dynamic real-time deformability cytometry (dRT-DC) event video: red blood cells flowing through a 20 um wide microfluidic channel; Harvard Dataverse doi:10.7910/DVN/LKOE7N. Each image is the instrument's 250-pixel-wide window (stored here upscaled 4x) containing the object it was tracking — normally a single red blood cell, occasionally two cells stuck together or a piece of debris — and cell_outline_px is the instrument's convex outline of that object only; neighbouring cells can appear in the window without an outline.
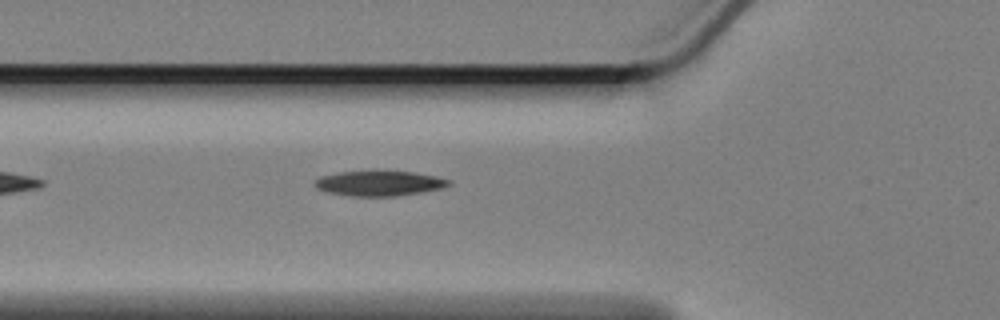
{"species": "Egyptian fruit bat (a non-hibernating species)", "species_latin": "Rousettus aegyptiacus", "temperature_condition": "cold", "stored_images_in_passage": 7, "camera_frame_rate_fps": 3000, "um_per_image_px": 0.085, "animal": {"sex": "female"}, "frame": {"image": 1, "passage_image": 3, "time_ms": 0.667, "image_size_px": [1000, 320], "cell_outline_px": [[452, 184], [440, 188], [420, 192], [396, 196], [352, 196], [328, 192], [316, 188], [312, 184], [320, 176], [336, 172], [416, 172], [436, 176], [452, 180]], "centroid_in_image_um": [32.23, 15.59], "position_along_channel_um": 93.6, "area_um2": 19.36}}
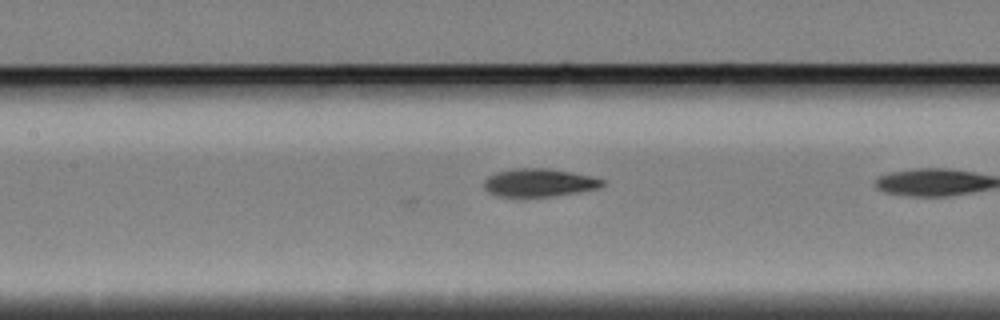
{"frame": {"image": 2, "passage_image": 6, "time_ms": 1.667, "image_size_px": [1000, 320], "cell_outline_px": [[604, 184], [600, 188], [580, 192], [556, 196], [520, 200], [496, 196], [488, 192], [484, 188], [484, 180], [488, 176], [496, 172], [512, 168], [548, 168], [572, 172], [592, 176], [604, 180]], "centroid_in_image_um": [45.78, 15.57], "position_along_channel_um": 161.6, "area_um2": 20.4}}